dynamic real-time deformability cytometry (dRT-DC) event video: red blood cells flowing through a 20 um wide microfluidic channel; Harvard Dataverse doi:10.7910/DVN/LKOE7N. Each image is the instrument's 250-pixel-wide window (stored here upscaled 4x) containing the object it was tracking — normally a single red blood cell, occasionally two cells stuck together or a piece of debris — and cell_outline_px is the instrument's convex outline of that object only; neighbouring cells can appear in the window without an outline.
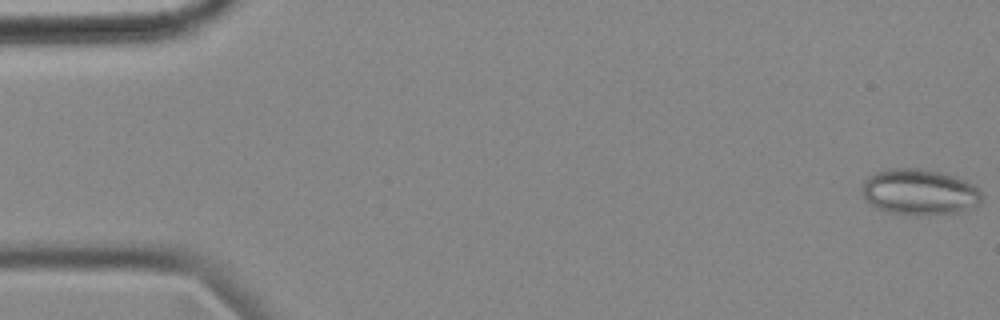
{"species": "common noctule bat (a hibernating species)", "species_latin": "Nyctalus noctula", "temperature_condition": "cold", "stored_images_in_passage": 53, "camera_frame_rate_fps": 3000, "um_per_image_px": 0.085, "animal": {"sex": "female", "body_mass_g": 18.4}, "frame": {"image": 1, "passage_image": 1, "time_ms": 0.0, "image_size_px": [1000, 320], "cell_outline_px": [[984, 196], [976, 204], [964, 212], [884, 212], [876, 208], [864, 196], [864, 180], [868, 176], [876, 172], [888, 168], [920, 168], [940, 172], [956, 176], [976, 184]], "centroid_in_image_um": [78.2, 16.26], "position_along_channel_um": 6.8, "area_um2": 31.33}}
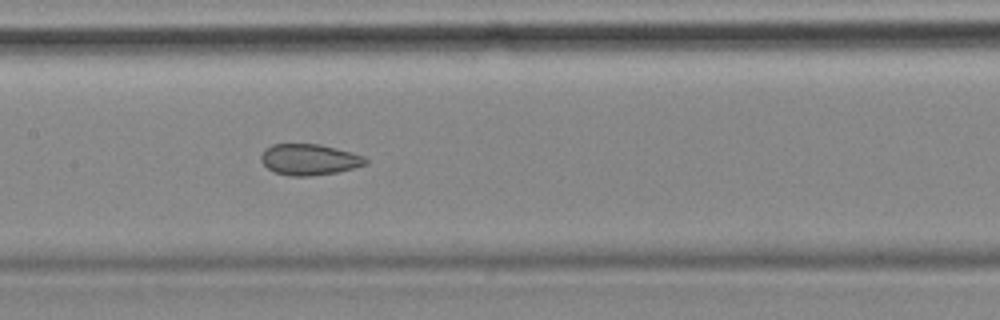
{"frame": {"image": 2, "passage_image": 27, "time_ms": 8.667, "image_size_px": [1000, 320], "cell_outline_px": [[368, 164], [336, 172], [308, 176], [292, 176], [276, 172], [268, 168], [260, 160], [260, 156], [264, 148], [272, 144], [320, 144], [352, 152], [364, 156], [368, 160]], "centroid_in_image_um": [26.28, 13.54], "position_along_channel_um": 181.1, "area_um2": 18.9}}
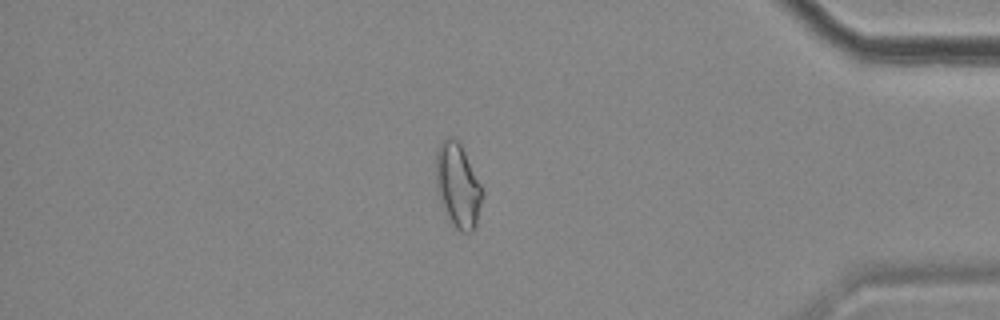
{"frame": {"image": 3, "passage_image": 48, "time_ms": 15.667, "image_size_px": [1000, 320], "cell_outline_px": [[484, 192], [476, 224], [472, 232], [460, 232], [452, 224], [440, 200], [436, 184], [436, 152], [440, 144], [448, 136], [452, 136], [460, 144]], "centroid_in_image_um": [38.92, 15.78], "position_along_channel_um": 396.3, "area_um2": 22.31}, "authors_computed_cell_mechanics": {"area_um2": 21.3282, "velocity_mm_per_s": 3.5562, "shape_relaxation_time_tau1_ms": null, "shape_relaxation_time_tau2_ms": 2.0195, "deformation_change_tau1": null, "deformation_change_tau2": 0.075}}